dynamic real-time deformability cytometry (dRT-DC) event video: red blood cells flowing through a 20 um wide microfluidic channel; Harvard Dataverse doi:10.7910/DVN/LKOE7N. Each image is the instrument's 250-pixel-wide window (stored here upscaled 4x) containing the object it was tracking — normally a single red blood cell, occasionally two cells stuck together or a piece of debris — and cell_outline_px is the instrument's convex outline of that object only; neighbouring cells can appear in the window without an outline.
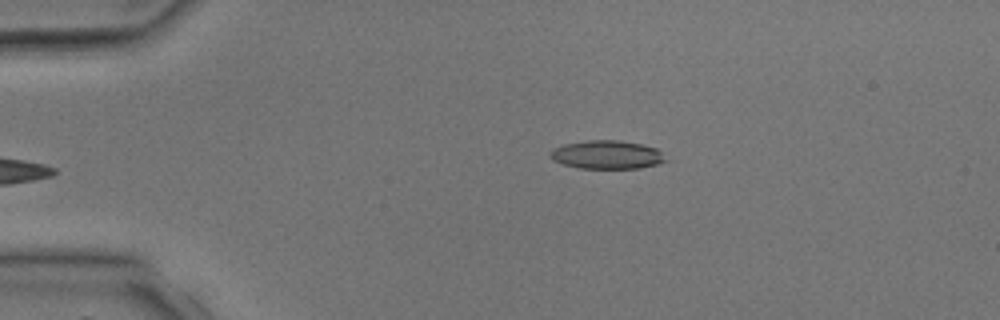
{"species": "common noctule bat (a hibernating species)", "species_latin": "Nyctalus noctula", "temperature_condition": "room temperature", "stored_images_in_passage": 3, "camera_frame_rate_fps": 3000, "um_per_image_px": 0.085, "animal": {"sex": "male", "body_mass_g": 17.9, "forearm_length_mm": 54.2}, "frame": {"image": 1, "passage_image": 3, "time_ms": 2.333, "image_size_px": [1000, 320], "cell_outline_px": [[668, 160], [660, 164], [640, 168], [580, 168], [564, 164], [552, 160], [548, 156], [548, 152], [552, 148], [564, 144], [588, 140], [620, 140], [640, 144], [656, 148]], "centroid_in_image_um": [51.56, 13.15], "position_along_channel_um": 33.4, "area_um2": 19.25}}